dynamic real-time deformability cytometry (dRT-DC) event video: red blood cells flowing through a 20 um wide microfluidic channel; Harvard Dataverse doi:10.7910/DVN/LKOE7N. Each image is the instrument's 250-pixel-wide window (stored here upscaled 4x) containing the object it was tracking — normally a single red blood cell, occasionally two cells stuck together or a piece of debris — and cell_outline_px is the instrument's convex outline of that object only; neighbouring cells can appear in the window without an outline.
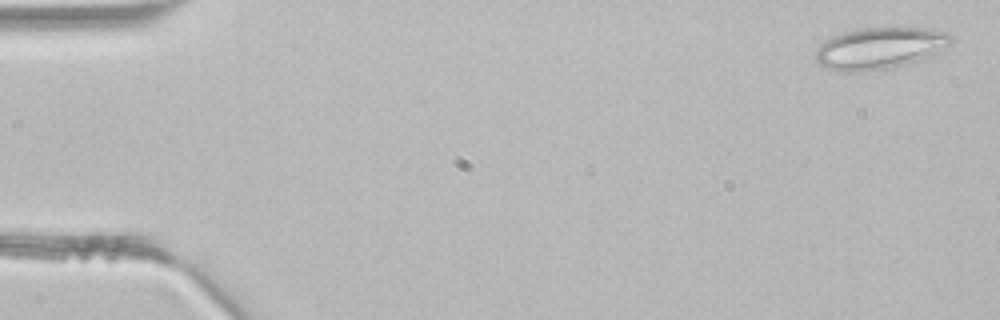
{"species": "common noctule bat (a hibernating species)", "species_latin": "Nyctalus noctula", "temperature_condition": "room temperature", "stored_images_in_passage": 4, "camera_frame_rate_fps": 3000, "um_per_image_px": 0.085, "animal": {"sex": "male", "body_mass_g": 21.5, "forearm_length_mm": 52.0}, "frame": {"image": 1, "passage_image": 1, "time_ms": 0.0, "image_size_px": [1000, 320], "cell_outline_px": [[952, 40], [948, 44], [920, 60], [908, 64], [892, 68], [868, 72], [844, 72], [828, 68], [820, 64], [816, 60], [816, 48], [820, 44], [844, 32], [856, 28], [896, 24], [924, 28], [948, 32], [952, 36]], "centroid_in_image_um": [74.78, 4.05], "position_along_channel_um": 10.2, "area_um2": 33.58}}